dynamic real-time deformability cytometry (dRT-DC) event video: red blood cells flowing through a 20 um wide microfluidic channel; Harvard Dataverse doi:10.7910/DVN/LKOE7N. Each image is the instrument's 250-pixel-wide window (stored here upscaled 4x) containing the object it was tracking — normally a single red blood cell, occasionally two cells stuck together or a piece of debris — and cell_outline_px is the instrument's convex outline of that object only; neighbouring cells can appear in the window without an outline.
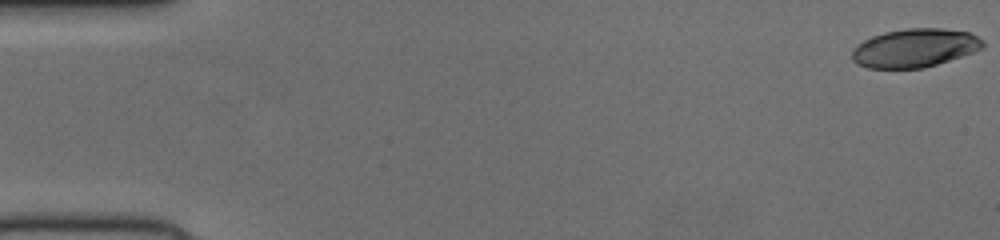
{"species": "human", "species_latin": "Homo sapiens", "temperature_condition": "cold", "stored_images_in_passage": 52, "camera_frame_rate_fps": 3000, "um_per_image_px": 0.085, "donor": {"sex": "female"}, "frame": {"image": 1, "passage_image": 1, "time_ms": 0.0, "image_size_px": [1000, 240], "cell_outline_px": [[984, 48], [924, 68], [868, 68], [856, 64], [852, 60], [852, 52], [856, 44], [872, 36], [884, 32], [908, 28], [940, 28], [968, 32], [984, 40]], "centroid_in_image_um": [77.72, 4.07], "position_along_channel_um": 7.3, "area_um2": 29.3}}
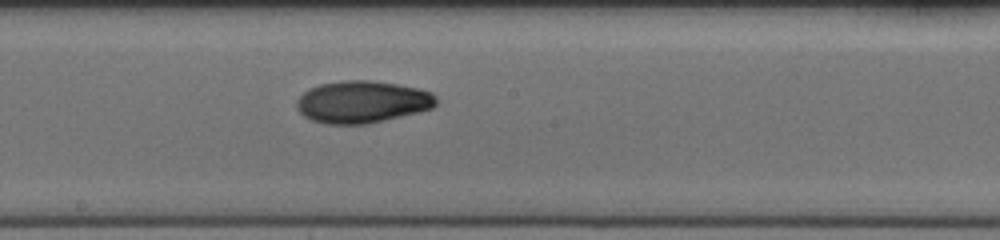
{"frame": {"image": 2, "passage_image": 29, "time_ms": 9.333, "image_size_px": [1000, 240], "cell_outline_px": [[440, 100], [432, 108], [420, 112], [368, 124], [324, 124], [312, 120], [304, 116], [296, 108], [296, 100], [308, 88], [320, 84], [340, 80], [372, 80], [420, 88], [432, 92]], "centroid_in_image_um": [30.81, 8.66], "position_along_channel_um": 217.4, "area_um2": 34.74}}
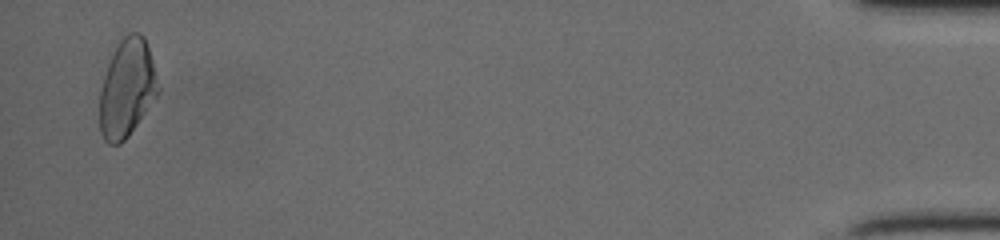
{"frame": {"image": 3, "passage_image": 51, "time_ms": 16.667, "image_size_px": [1000, 240], "cell_outline_px": [[160, 92], [128, 136], [120, 144], [108, 144], [104, 140], [100, 132], [100, 88], [108, 64], [120, 40], [128, 32], [140, 32], [144, 36], [152, 60], [160, 88]], "centroid_in_image_um": [10.8, 7.51], "position_along_channel_um": 424.4, "area_um2": 33.18}}